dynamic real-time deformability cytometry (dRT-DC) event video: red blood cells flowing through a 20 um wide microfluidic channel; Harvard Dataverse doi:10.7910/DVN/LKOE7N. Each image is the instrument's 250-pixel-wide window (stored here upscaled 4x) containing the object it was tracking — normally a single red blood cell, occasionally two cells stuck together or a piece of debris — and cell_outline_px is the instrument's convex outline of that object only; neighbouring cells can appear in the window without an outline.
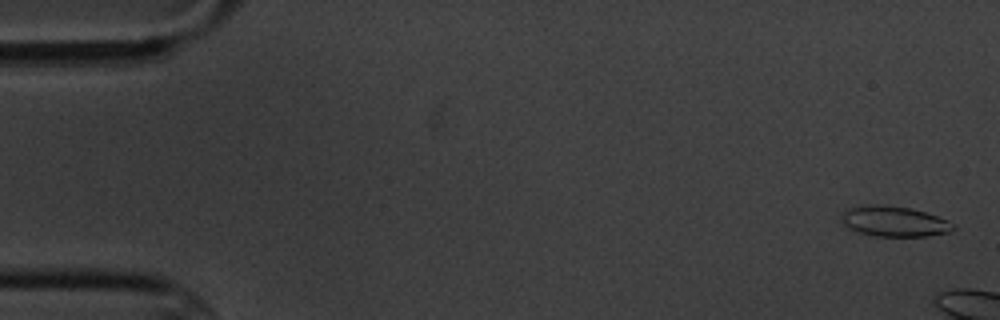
{"species": "common noctule bat (a hibernating species)", "species_latin": "Nyctalus noctula", "temperature_condition": "cold", "stored_images_in_passage": 3, "camera_frame_rate_fps": 3000, "um_per_image_px": 0.085, "animal": {"sex": "male", "body_mass_g": 20.1, "forearm_length_mm": 53.5}, "frame": {"image": 1, "passage_image": 1, "time_ms": 0.0, "image_size_px": [1000, 320], "cell_outline_px": [[956, 228], [948, 232], [928, 236], [876, 236], [860, 232], [848, 228], [840, 220], [840, 216], [848, 208], [868, 204], [880, 204], [908, 208], [924, 212], [948, 220], [956, 224]], "centroid_in_image_um": [76.0, 18.81], "position_along_channel_um": 9.0, "area_um2": 19.77}}